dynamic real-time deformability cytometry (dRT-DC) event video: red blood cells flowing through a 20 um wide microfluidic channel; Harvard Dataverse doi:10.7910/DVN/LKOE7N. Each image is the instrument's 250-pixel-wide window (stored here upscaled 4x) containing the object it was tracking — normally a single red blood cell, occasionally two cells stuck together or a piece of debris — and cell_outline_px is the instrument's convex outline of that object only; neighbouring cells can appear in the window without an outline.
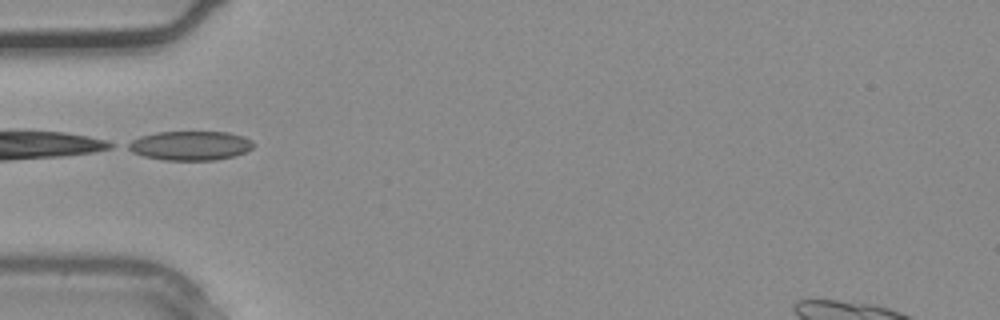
{"species": "common noctule bat (a hibernating species)", "species_latin": "Nyctalus noctula", "temperature_condition": "warm", "stored_images_in_passage": 3, "camera_frame_rate_fps": 3000, "um_per_image_px": 0.085, "animal": {"sex": "male", "body_mass_g": 20.4}, "frame": {"image": 1, "passage_image": 3, "time_ms": 0.667, "image_size_px": [1000, 320], "cell_outline_px": [[252, 148], [248, 152], [216, 160], [164, 160], [144, 156], [132, 152], [124, 148], [124, 144], [140, 136], [156, 132], [228, 132], [244, 136], [252, 140]], "centroid_in_image_um": [16.13, 12.37], "position_along_channel_um": 68.9, "area_um2": 21.56}}